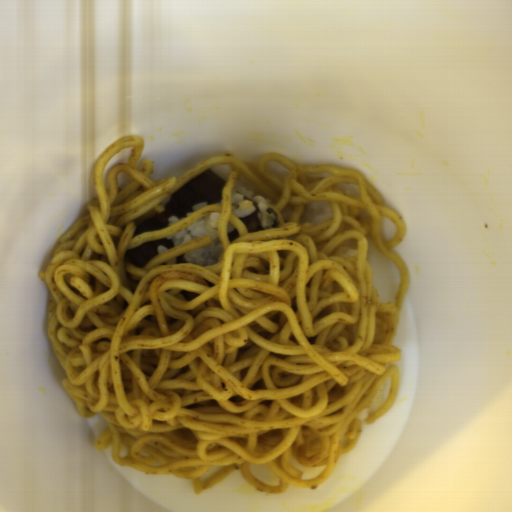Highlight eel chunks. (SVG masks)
Listing matches in <instances>:
<instances>
[{
    "label": "eel chunks",
    "instance_id": "eel-chunks-1",
    "mask_svg": "<svg viewBox=\"0 0 512 512\" xmlns=\"http://www.w3.org/2000/svg\"><path fill=\"white\" fill-rule=\"evenodd\" d=\"M226 181L211 169H206L180 186L163 204V212L154 209L136 219L134 235L169 226L172 216L179 219L192 211L197 204L207 206L222 202V190ZM133 235V236H134Z\"/></svg>",
    "mask_w": 512,
    "mask_h": 512
},
{
    "label": "eel chunks",
    "instance_id": "eel-chunks-2",
    "mask_svg": "<svg viewBox=\"0 0 512 512\" xmlns=\"http://www.w3.org/2000/svg\"><path fill=\"white\" fill-rule=\"evenodd\" d=\"M159 246H164L168 251L174 249L172 240L166 238L141 243L135 248H127L125 260L135 266L144 267L149 261L158 256Z\"/></svg>",
    "mask_w": 512,
    "mask_h": 512
},
{
    "label": "eel chunks",
    "instance_id": "eel-chunks-3",
    "mask_svg": "<svg viewBox=\"0 0 512 512\" xmlns=\"http://www.w3.org/2000/svg\"><path fill=\"white\" fill-rule=\"evenodd\" d=\"M239 219L247 227L249 233L265 230L263 225L261 224V222L258 219V214L255 211L245 214L244 216H242Z\"/></svg>",
    "mask_w": 512,
    "mask_h": 512
}]
</instances>
